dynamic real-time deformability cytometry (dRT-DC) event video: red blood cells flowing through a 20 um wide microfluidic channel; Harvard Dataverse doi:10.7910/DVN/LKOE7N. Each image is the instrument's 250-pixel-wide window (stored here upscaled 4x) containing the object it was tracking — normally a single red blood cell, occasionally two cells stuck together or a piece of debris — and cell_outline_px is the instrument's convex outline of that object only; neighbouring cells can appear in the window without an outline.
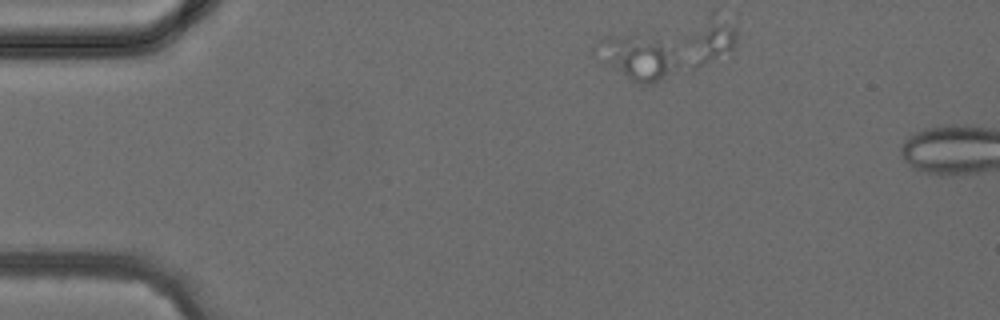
{"species": "common noctule bat (a hibernating species)", "species_latin": "Nyctalus noctula", "temperature_condition": "cold", "stored_images_in_passage": 2, "camera_frame_rate_fps": 3000, "um_per_image_px": 0.085, "animal": {"sex": "female", "body_mass_g": 24.6, "forearm_length_mm": 56.2}, "frame": {"image": 1, "passage_image": 1, "time_ms": 0.0, "image_size_px": [1000, 320], "cell_outline_px": [[676, 64], [656, 84], [640, 84], [608, 64], [600, 44], [608, 36], [636, 36], [656, 40], [676, 48]], "centroid_in_image_um": [54.36, 4.9], "position_along_channel_um": 30.6, "area_um2": 19.19}}